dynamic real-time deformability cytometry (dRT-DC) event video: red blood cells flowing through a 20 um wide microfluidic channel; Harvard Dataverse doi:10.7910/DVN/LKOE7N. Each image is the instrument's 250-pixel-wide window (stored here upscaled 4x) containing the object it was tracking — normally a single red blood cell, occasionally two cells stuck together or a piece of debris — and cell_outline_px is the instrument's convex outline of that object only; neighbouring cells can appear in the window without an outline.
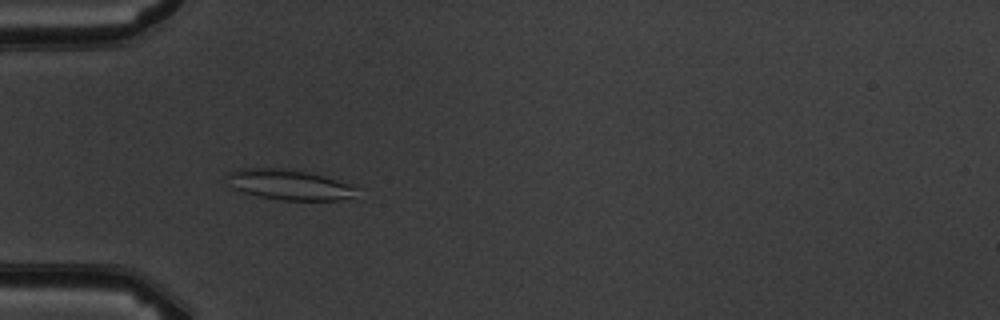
{"species": "common noctule bat (a hibernating species)", "species_latin": "Nyctalus noctula", "temperature_condition": "warm", "stored_images_in_passage": 6, "camera_frame_rate_fps": 3000, "um_per_image_px": 0.085, "animal": {"sex": "male", "body_mass_g": 19.5, "forearm_length_mm": 54.6}, "frame": {"image": 1, "passage_image": 5, "time_ms": 4.667, "image_size_px": [1000, 320], "cell_outline_px": [[356, 188], [352, 196], [340, 200], [280, 200], [260, 196], [244, 192], [232, 188], [224, 176], [240, 168], [284, 168], [308, 172], [324, 176], [348, 184]], "centroid_in_image_um": [24.51, 15.69], "position_along_channel_um": 60.5, "area_um2": 22.6}}
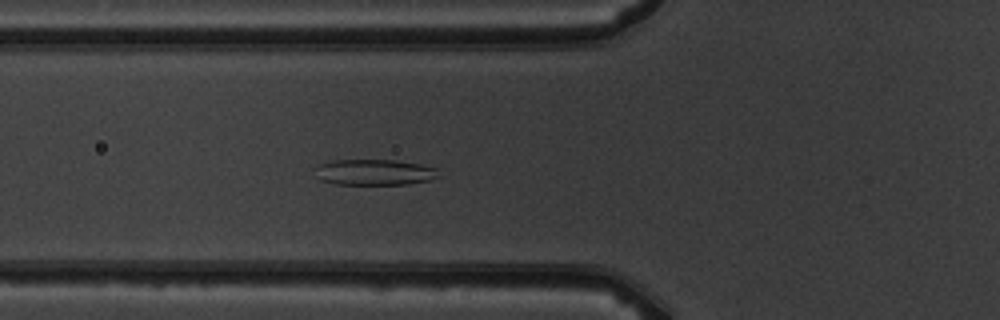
{"frame": {"image": 2, "passage_image": 6, "time_ms": 5.667, "image_size_px": [1000, 320], "cell_outline_px": [[440, 176], [428, 180], [408, 184], [336, 184], [320, 180], [316, 168], [320, 164], [332, 160], [392, 160], [420, 164], [436, 168]], "centroid_in_image_um": [31.84, 14.64], "position_along_channel_um": 94.0, "area_um2": 18.38}}